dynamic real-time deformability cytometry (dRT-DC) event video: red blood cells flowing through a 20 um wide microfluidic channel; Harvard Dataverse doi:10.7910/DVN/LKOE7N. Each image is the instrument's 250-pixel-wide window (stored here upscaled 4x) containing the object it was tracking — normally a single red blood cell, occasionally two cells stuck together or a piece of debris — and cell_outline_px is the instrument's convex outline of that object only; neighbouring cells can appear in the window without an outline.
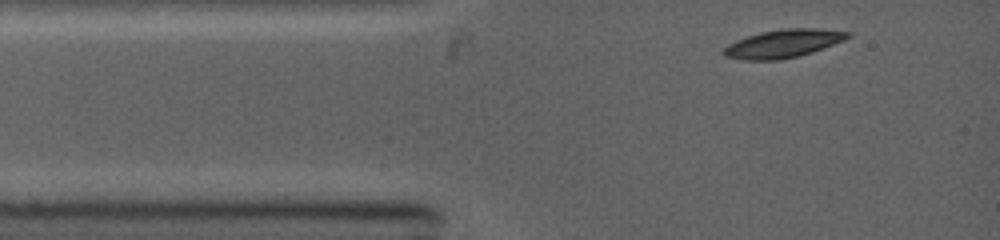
{"species": "common noctule bat (a hibernating species)", "species_latin": "Nyctalus noctula", "temperature_condition": "warm", "stored_images_in_passage": 10, "camera_frame_rate_fps": 5000, "um_per_image_px": 0.085, "animal": {"sex": "female", "body_mass_g": 19.0, "forearm_length_mm": 53.3}, "frame": {"image": 1, "passage_image": 1, "time_ms": 0.0, "image_size_px": [1000, 240], "cell_outline_px": [[852, 36], [844, 40], [812, 52], [800, 56], [780, 60], [740, 60], [724, 56], [720, 52], [728, 44], [736, 40], [760, 32], [780, 28], [820, 28], [852, 32]], "centroid_in_image_um": [66.56, 3.7], "position_along_channel_um": 18.4, "area_um2": 20.69}}
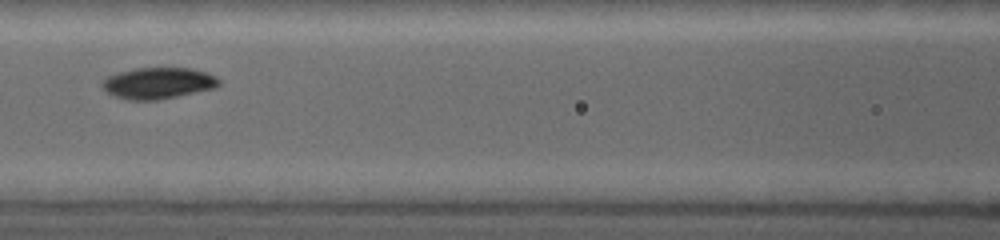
{"frame": {"image": 2, "passage_image": 6, "time_ms": 3.6, "image_size_px": [1000, 240], "cell_outline_px": [[220, 84], [216, 88], [160, 100], [128, 100], [104, 92], [100, 84], [108, 76], [120, 72], [136, 68], [192, 68], [208, 72], [216, 76], [220, 80]], "centroid_in_image_um": [13.47, 7.07], "position_along_channel_um": 153.1, "area_um2": 21.56}}
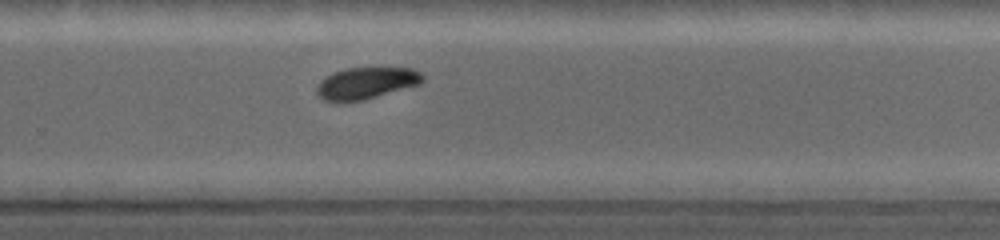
{"frame": {"image": 3, "passage_image": 10, "time_ms": 6.8, "image_size_px": [1000, 240], "cell_outline_px": [[424, 80], [420, 84], [364, 100], [336, 104], [324, 100], [316, 92], [316, 88], [320, 80], [332, 72], [348, 68], [412, 68], [420, 72], [424, 76]], "centroid_in_image_um": [31.09, 7.09], "position_along_channel_um": 298.7, "area_um2": 19.88}}